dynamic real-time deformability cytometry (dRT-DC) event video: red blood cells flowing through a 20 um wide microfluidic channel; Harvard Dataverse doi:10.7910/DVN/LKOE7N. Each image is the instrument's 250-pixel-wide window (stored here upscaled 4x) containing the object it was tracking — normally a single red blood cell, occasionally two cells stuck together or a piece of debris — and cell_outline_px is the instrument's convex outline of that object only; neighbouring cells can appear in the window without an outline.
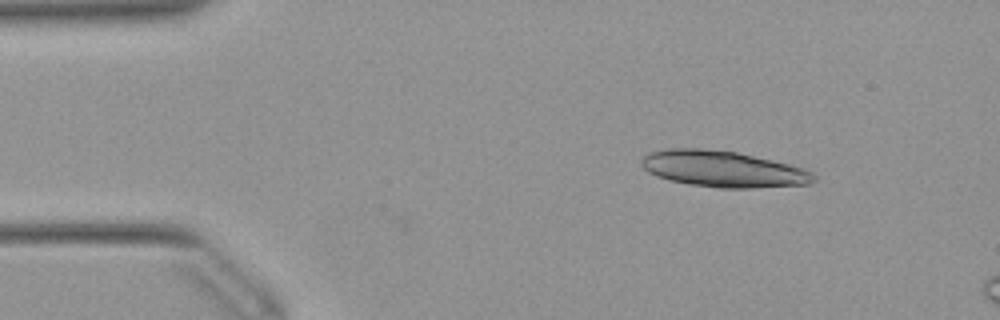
{"species": "Egyptian fruit bat (a non-hibernating species)", "species_latin": "Rousettus aegyptiacus", "temperature_condition": "warm", "stored_images_in_passage": 12, "camera_frame_rate_fps": 3000, "um_per_image_px": 0.085, "animal": {"sex": "female"}, "frame": {"image": 1, "passage_image": 6, "time_ms": 1.667, "image_size_px": [1000, 320], "cell_outline_px": [[816, 180], [808, 184], [752, 188], [720, 188], [688, 184], [668, 180], [656, 176], [648, 172], [640, 164], [640, 160], [648, 152], [668, 148], [704, 148], [736, 152], [772, 160], [804, 168], [812, 172], [816, 176]], "centroid_in_image_um": [61.42, 14.36], "position_along_channel_um": 23.6, "area_um2": 36.53}}